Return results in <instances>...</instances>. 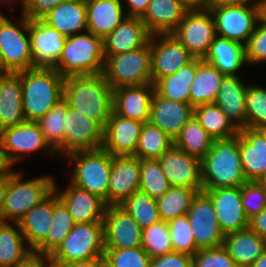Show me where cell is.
<instances>
[{"instance_id":"obj_17","label":"cell","mask_w":266,"mask_h":267,"mask_svg":"<svg viewBox=\"0 0 266 267\" xmlns=\"http://www.w3.org/2000/svg\"><path fill=\"white\" fill-rule=\"evenodd\" d=\"M143 124L122 117L112 110L103 129L102 148L112 157L134 156Z\"/></svg>"},{"instance_id":"obj_23","label":"cell","mask_w":266,"mask_h":267,"mask_svg":"<svg viewBox=\"0 0 266 267\" xmlns=\"http://www.w3.org/2000/svg\"><path fill=\"white\" fill-rule=\"evenodd\" d=\"M140 185V159L136 156L112 157L108 205H120Z\"/></svg>"},{"instance_id":"obj_11","label":"cell","mask_w":266,"mask_h":267,"mask_svg":"<svg viewBox=\"0 0 266 267\" xmlns=\"http://www.w3.org/2000/svg\"><path fill=\"white\" fill-rule=\"evenodd\" d=\"M0 144L7 164L13 168L30 154L43 150L50 156L58 154L49 146L37 122L25 121L0 131ZM20 160V161H19Z\"/></svg>"},{"instance_id":"obj_16","label":"cell","mask_w":266,"mask_h":267,"mask_svg":"<svg viewBox=\"0 0 266 267\" xmlns=\"http://www.w3.org/2000/svg\"><path fill=\"white\" fill-rule=\"evenodd\" d=\"M33 68L55 69L66 37L42 19H29Z\"/></svg>"},{"instance_id":"obj_9","label":"cell","mask_w":266,"mask_h":267,"mask_svg":"<svg viewBox=\"0 0 266 267\" xmlns=\"http://www.w3.org/2000/svg\"><path fill=\"white\" fill-rule=\"evenodd\" d=\"M103 222L75 224L58 248L50 255L56 266L74 261L103 259Z\"/></svg>"},{"instance_id":"obj_52","label":"cell","mask_w":266,"mask_h":267,"mask_svg":"<svg viewBox=\"0 0 266 267\" xmlns=\"http://www.w3.org/2000/svg\"><path fill=\"white\" fill-rule=\"evenodd\" d=\"M192 267H238L223 247L202 248L192 256Z\"/></svg>"},{"instance_id":"obj_58","label":"cell","mask_w":266,"mask_h":267,"mask_svg":"<svg viewBox=\"0 0 266 267\" xmlns=\"http://www.w3.org/2000/svg\"><path fill=\"white\" fill-rule=\"evenodd\" d=\"M188 11H205L209 10L213 0H180Z\"/></svg>"},{"instance_id":"obj_35","label":"cell","mask_w":266,"mask_h":267,"mask_svg":"<svg viewBox=\"0 0 266 267\" xmlns=\"http://www.w3.org/2000/svg\"><path fill=\"white\" fill-rule=\"evenodd\" d=\"M225 76L212 64L196 58V75L189 92L190 104L196 107L214 103Z\"/></svg>"},{"instance_id":"obj_48","label":"cell","mask_w":266,"mask_h":267,"mask_svg":"<svg viewBox=\"0 0 266 267\" xmlns=\"http://www.w3.org/2000/svg\"><path fill=\"white\" fill-rule=\"evenodd\" d=\"M245 100L247 128L258 129L266 125V88L248 84Z\"/></svg>"},{"instance_id":"obj_5","label":"cell","mask_w":266,"mask_h":267,"mask_svg":"<svg viewBox=\"0 0 266 267\" xmlns=\"http://www.w3.org/2000/svg\"><path fill=\"white\" fill-rule=\"evenodd\" d=\"M21 171L7 173V191L3 206L4 222H18L27 212L45 200L55 187V178L41 175L22 179Z\"/></svg>"},{"instance_id":"obj_37","label":"cell","mask_w":266,"mask_h":267,"mask_svg":"<svg viewBox=\"0 0 266 267\" xmlns=\"http://www.w3.org/2000/svg\"><path fill=\"white\" fill-rule=\"evenodd\" d=\"M31 252L18 222L0 223V267H14Z\"/></svg>"},{"instance_id":"obj_29","label":"cell","mask_w":266,"mask_h":267,"mask_svg":"<svg viewBox=\"0 0 266 267\" xmlns=\"http://www.w3.org/2000/svg\"><path fill=\"white\" fill-rule=\"evenodd\" d=\"M187 12L180 0H150L141 20L151 35L170 34Z\"/></svg>"},{"instance_id":"obj_18","label":"cell","mask_w":266,"mask_h":267,"mask_svg":"<svg viewBox=\"0 0 266 267\" xmlns=\"http://www.w3.org/2000/svg\"><path fill=\"white\" fill-rule=\"evenodd\" d=\"M158 160L170 186L202 191L200 159L187 154L173 144Z\"/></svg>"},{"instance_id":"obj_12","label":"cell","mask_w":266,"mask_h":267,"mask_svg":"<svg viewBox=\"0 0 266 267\" xmlns=\"http://www.w3.org/2000/svg\"><path fill=\"white\" fill-rule=\"evenodd\" d=\"M194 58L204 59L215 39L216 29L210 10L188 11L171 33Z\"/></svg>"},{"instance_id":"obj_26","label":"cell","mask_w":266,"mask_h":267,"mask_svg":"<svg viewBox=\"0 0 266 267\" xmlns=\"http://www.w3.org/2000/svg\"><path fill=\"white\" fill-rule=\"evenodd\" d=\"M242 81L239 75L225 76L214 102L238 130L247 128L245 99L248 84Z\"/></svg>"},{"instance_id":"obj_51","label":"cell","mask_w":266,"mask_h":267,"mask_svg":"<svg viewBox=\"0 0 266 267\" xmlns=\"http://www.w3.org/2000/svg\"><path fill=\"white\" fill-rule=\"evenodd\" d=\"M241 198L248 219L258 215L266 207V189L257 181H247L241 186Z\"/></svg>"},{"instance_id":"obj_66","label":"cell","mask_w":266,"mask_h":267,"mask_svg":"<svg viewBox=\"0 0 266 267\" xmlns=\"http://www.w3.org/2000/svg\"><path fill=\"white\" fill-rule=\"evenodd\" d=\"M263 188L266 189V171L263 176L257 181Z\"/></svg>"},{"instance_id":"obj_8","label":"cell","mask_w":266,"mask_h":267,"mask_svg":"<svg viewBox=\"0 0 266 267\" xmlns=\"http://www.w3.org/2000/svg\"><path fill=\"white\" fill-rule=\"evenodd\" d=\"M17 22L0 14V61L5 72L17 73L33 68L29 19L22 13Z\"/></svg>"},{"instance_id":"obj_41","label":"cell","mask_w":266,"mask_h":267,"mask_svg":"<svg viewBox=\"0 0 266 267\" xmlns=\"http://www.w3.org/2000/svg\"><path fill=\"white\" fill-rule=\"evenodd\" d=\"M213 139L193 115L174 140V145L187 154L202 160L211 149Z\"/></svg>"},{"instance_id":"obj_21","label":"cell","mask_w":266,"mask_h":267,"mask_svg":"<svg viewBox=\"0 0 266 267\" xmlns=\"http://www.w3.org/2000/svg\"><path fill=\"white\" fill-rule=\"evenodd\" d=\"M211 199L222 232L244 230L249 226L241 198V187L218 188L204 191Z\"/></svg>"},{"instance_id":"obj_60","label":"cell","mask_w":266,"mask_h":267,"mask_svg":"<svg viewBox=\"0 0 266 267\" xmlns=\"http://www.w3.org/2000/svg\"><path fill=\"white\" fill-rule=\"evenodd\" d=\"M7 191V173L0 176V223L4 222L3 218V206Z\"/></svg>"},{"instance_id":"obj_50","label":"cell","mask_w":266,"mask_h":267,"mask_svg":"<svg viewBox=\"0 0 266 267\" xmlns=\"http://www.w3.org/2000/svg\"><path fill=\"white\" fill-rule=\"evenodd\" d=\"M247 65L266 63V20H258L254 32L245 45Z\"/></svg>"},{"instance_id":"obj_39","label":"cell","mask_w":266,"mask_h":267,"mask_svg":"<svg viewBox=\"0 0 266 267\" xmlns=\"http://www.w3.org/2000/svg\"><path fill=\"white\" fill-rule=\"evenodd\" d=\"M194 115L204 130L215 140L230 139L239 134V130L216 103L194 107Z\"/></svg>"},{"instance_id":"obj_25","label":"cell","mask_w":266,"mask_h":267,"mask_svg":"<svg viewBox=\"0 0 266 267\" xmlns=\"http://www.w3.org/2000/svg\"><path fill=\"white\" fill-rule=\"evenodd\" d=\"M144 22L139 17H125L104 39V56H113L144 47L150 39Z\"/></svg>"},{"instance_id":"obj_62","label":"cell","mask_w":266,"mask_h":267,"mask_svg":"<svg viewBox=\"0 0 266 267\" xmlns=\"http://www.w3.org/2000/svg\"><path fill=\"white\" fill-rule=\"evenodd\" d=\"M250 267H266V249L263 253L252 263Z\"/></svg>"},{"instance_id":"obj_20","label":"cell","mask_w":266,"mask_h":267,"mask_svg":"<svg viewBox=\"0 0 266 267\" xmlns=\"http://www.w3.org/2000/svg\"><path fill=\"white\" fill-rule=\"evenodd\" d=\"M55 192L67 207L75 224L103 222L107 204L100 197L68 182L60 189L55 181Z\"/></svg>"},{"instance_id":"obj_53","label":"cell","mask_w":266,"mask_h":267,"mask_svg":"<svg viewBox=\"0 0 266 267\" xmlns=\"http://www.w3.org/2000/svg\"><path fill=\"white\" fill-rule=\"evenodd\" d=\"M68 0H26L23 15L31 20L42 19L57 5Z\"/></svg>"},{"instance_id":"obj_59","label":"cell","mask_w":266,"mask_h":267,"mask_svg":"<svg viewBox=\"0 0 266 267\" xmlns=\"http://www.w3.org/2000/svg\"><path fill=\"white\" fill-rule=\"evenodd\" d=\"M103 264H104V259H90L83 261H74L56 267H102Z\"/></svg>"},{"instance_id":"obj_61","label":"cell","mask_w":266,"mask_h":267,"mask_svg":"<svg viewBox=\"0 0 266 267\" xmlns=\"http://www.w3.org/2000/svg\"><path fill=\"white\" fill-rule=\"evenodd\" d=\"M12 168L7 164L0 144V176L8 173Z\"/></svg>"},{"instance_id":"obj_49","label":"cell","mask_w":266,"mask_h":267,"mask_svg":"<svg viewBox=\"0 0 266 267\" xmlns=\"http://www.w3.org/2000/svg\"><path fill=\"white\" fill-rule=\"evenodd\" d=\"M104 263L108 267H150L151 257L142 246L126 249H105Z\"/></svg>"},{"instance_id":"obj_55","label":"cell","mask_w":266,"mask_h":267,"mask_svg":"<svg viewBox=\"0 0 266 267\" xmlns=\"http://www.w3.org/2000/svg\"><path fill=\"white\" fill-rule=\"evenodd\" d=\"M14 267H56L50 255H44L32 251L20 263Z\"/></svg>"},{"instance_id":"obj_19","label":"cell","mask_w":266,"mask_h":267,"mask_svg":"<svg viewBox=\"0 0 266 267\" xmlns=\"http://www.w3.org/2000/svg\"><path fill=\"white\" fill-rule=\"evenodd\" d=\"M103 129L93 120L68 106L64 124V157L77 151L102 148Z\"/></svg>"},{"instance_id":"obj_42","label":"cell","mask_w":266,"mask_h":267,"mask_svg":"<svg viewBox=\"0 0 266 267\" xmlns=\"http://www.w3.org/2000/svg\"><path fill=\"white\" fill-rule=\"evenodd\" d=\"M199 191L187 187L171 186L157 200L160 219L164 222L185 215Z\"/></svg>"},{"instance_id":"obj_34","label":"cell","mask_w":266,"mask_h":267,"mask_svg":"<svg viewBox=\"0 0 266 267\" xmlns=\"http://www.w3.org/2000/svg\"><path fill=\"white\" fill-rule=\"evenodd\" d=\"M53 216V192L19 221L27 246L33 251L47 236Z\"/></svg>"},{"instance_id":"obj_32","label":"cell","mask_w":266,"mask_h":267,"mask_svg":"<svg viewBox=\"0 0 266 267\" xmlns=\"http://www.w3.org/2000/svg\"><path fill=\"white\" fill-rule=\"evenodd\" d=\"M203 60L226 76L238 75V71L247 64L245 46L216 36Z\"/></svg>"},{"instance_id":"obj_36","label":"cell","mask_w":266,"mask_h":267,"mask_svg":"<svg viewBox=\"0 0 266 267\" xmlns=\"http://www.w3.org/2000/svg\"><path fill=\"white\" fill-rule=\"evenodd\" d=\"M75 223L67 207L53 191V216L46 238L33 250L36 253L51 255L70 233Z\"/></svg>"},{"instance_id":"obj_15","label":"cell","mask_w":266,"mask_h":267,"mask_svg":"<svg viewBox=\"0 0 266 267\" xmlns=\"http://www.w3.org/2000/svg\"><path fill=\"white\" fill-rule=\"evenodd\" d=\"M105 249L142 246V228L120 205H108L103 218Z\"/></svg>"},{"instance_id":"obj_14","label":"cell","mask_w":266,"mask_h":267,"mask_svg":"<svg viewBox=\"0 0 266 267\" xmlns=\"http://www.w3.org/2000/svg\"><path fill=\"white\" fill-rule=\"evenodd\" d=\"M186 215L199 249L223 246L225 234L219 226L213 203L204 191L196 194Z\"/></svg>"},{"instance_id":"obj_68","label":"cell","mask_w":266,"mask_h":267,"mask_svg":"<svg viewBox=\"0 0 266 267\" xmlns=\"http://www.w3.org/2000/svg\"><path fill=\"white\" fill-rule=\"evenodd\" d=\"M3 73H6V72L2 69V64H1V61H0V74H3Z\"/></svg>"},{"instance_id":"obj_22","label":"cell","mask_w":266,"mask_h":267,"mask_svg":"<svg viewBox=\"0 0 266 267\" xmlns=\"http://www.w3.org/2000/svg\"><path fill=\"white\" fill-rule=\"evenodd\" d=\"M193 115L194 107L190 103L170 100L154 92L149 122L159 127L173 140Z\"/></svg>"},{"instance_id":"obj_46","label":"cell","mask_w":266,"mask_h":267,"mask_svg":"<svg viewBox=\"0 0 266 267\" xmlns=\"http://www.w3.org/2000/svg\"><path fill=\"white\" fill-rule=\"evenodd\" d=\"M142 247L151 257H158L173 251L168 222L160 220L142 230Z\"/></svg>"},{"instance_id":"obj_1","label":"cell","mask_w":266,"mask_h":267,"mask_svg":"<svg viewBox=\"0 0 266 267\" xmlns=\"http://www.w3.org/2000/svg\"><path fill=\"white\" fill-rule=\"evenodd\" d=\"M63 97L70 107L105 128L113 110V89L103 74L66 77Z\"/></svg>"},{"instance_id":"obj_28","label":"cell","mask_w":266,"mask_h":267,"mask_svg":"<svg viewBox=\"0 0 266 267\" xmlns=\"http://www.w3.org/2000/svg\"><path fill=\"white\" fill-rule=\"evenodd\" d=\"M25 121L21 76L11 72L0 74V131Z\"/></svg>"},{"instance_id":"obj_65","label":"cell","mask_w":266,"mask_h":267,"mask_svg":"<svg viewBox=\"0 0 266 267\" xmlns=\"http://www.w3.org/2000/svg\"><path fill=\"white\" fill-rule=\"evenodd\" d=\"M3 1L6 2V0H3ZM16 1H18V0H14V1L9 0L7 3L11 4V2H12V4H13V2L15 3ZM19 2L21 3V13H23L24 7L26 5V0H20ZM0 14H1V12H0Z\"/></svg>"},{"instance_id":"obj_24","label":"cell","mask_w":266,"mask_h":267,"mask_svg":"<svg viewBox=\"0 0 266 267\" xmlns=\"http://www.w3.org/2000/svg\"><path fill=\"white\" fill-rule=\"evenodd\" d=\"M153 84L124 86L113 90L112 109L125 118L149 122Z\"/></svg>"},{"instance_id":"obj_13","label":"cell","mask_w":266,"mask_h":267,"mask_svg":"<svg viewBox=\"0 0 266 267\" xmlns=\"http://www.w3.org/2000/svg\"><path fill=\"white\" fill-rule=\"evenodd\" d=\"M151 78L154 85L161 78L176 73L194 57L173 34H155L149 39Z\"/></svg>"},{"instance_id":"obj_6","label":"cell","mask_w":266,"mask_h":267,"mask_svg":"<svg viewBox=\"0 0 266 267\" xmlns=\"http://www.w3.org/2000/svg\"><path fill=\"white\" fill-rule=\"evenodd\" d=\"M64 159L72 163L70 183L100 197L108 205L112 156L99 148L73 152Z\"/></svg>"},{"instance_id":"obj_56","label":"cell","mask_w":266,"mask_h":267,"mask_svg":"<svg viewBox=\"0 0 266 267\" xmlns=\"http://www.w3.org/2000/svg\"><path fill=\"white\" fill-rule=\"evenodd\" d=\"M126 4L124 12L126 17H139L141 18L148 8L150 0H123Z\"/></svg>"},{"instance_id":"obj_54","label":"cell","mask_w":266,"mask_h":267,"mask_svg":"<svg viewBox=\"0 0 266 267\" xmlns=\"http://www.w3.org/2000/svg\"><path fill=\"white\" fill-rule=\"evenodd\" d=\"M150 267H192V256L179 252H170L151 258Z\"/></svg>"},{"instance_id":"obj_63","label":"cell","mask_w":266,"mask_h":267,"mask_svg":"<svg viewBox=\"0 0 266 267\" xmlns=\"http://www.w3.org/2000/svg\"><path fill=\"white\" fill-rule=\"evenodd\" d=\"M261 0H213V3L219 2H260Z\"/></svg>"},{"instance_id":"obj_43","label":"cell","mask_w":266,"mask_h":267,"mask_svg":"<svg viewBox=\"0 0 266 267\" xmlns=\"http://www.w3.org/2000/svg\"><path fill=\"white\" fill-rule=\"evenodd\" d=\"M173 144L174 140L163 130L145 122L134 156L139 159H159Z\"/></svg>"},{"instance_id":"obj_33","label":"cell","mask_w":266,"mask_h":267,"mask_svg":"<svg viewBox=\"0 0 266 267\" xmlns=\"http://www.w3.org/2000/svg\"><path fill=\"white\" fill-rule=\"evenodd\" d=\"M223 247L238 267H250L266 249V239L248 227L226 234Z\"/></svg>"},{"instance_id":"obj_2","label":"cell","mask_w":266,"mask_h":267,"mask_svg":"<svg viewBox=\"0 0 266 267\" xmlns=\"http://www.w3.org/2000/svg\"><path fill=\"white\" fill-rule=\"evenodd\" d=\"M202 191L241 187L247 182L242 167L239 134L230 139L215 140L201 160Z\"/></svg>"},{"instance_id":"obj_45","label":"cell","mask_w":266,"mask_h":267,"mask_svg":"<svg viewBox=\"0 0 266 267\" xmlns=\"http://www.w3.org/2000/svg\"><path fill=\"white\" fill-rule=\"evenodd\" d=\"M170 187L158 159H140V191L158 199Z\"/></svg>"},{"instance_id":"obj_3","label":"cell","mask_w":266,"mask_h":267,"mask_svg":"<svg viewBox=\"0 0 266 267\" xmlns=\"http://www.w3.org/2000/svg\"><path fill=\"white\" fill-rule=\"evenodd\" d=\"M22 81L26 121H38L63 98L64 77L55 69L32 68L17 72Z\"/></svg>"},{"instance_id":"obj_44","label":"cell","mask_w":266,"mask_h":267,"mask_svg":"<svg viewBox=\"0 0 266 267\" xmlns=\"http://www.w3.org/2000/svg\"><path fill=\"white\" fill-rule=\"evenodd\" d=\"M120 206L133 217L142 229L161 220L157 200L140 190L135 191Z\"/></svg>"},{"instance_id":"obj_64","label":"cell","mask_w":266,"mask_h":267,"mask_svg":"<svg viewBox=\"0 0 266 267\" xmlns=\"http://www.w3.org/2000/svg\"><path fill=\"white\" fill-rule=\"evenodd\" d=\"M261 17L266 20V0H261Z\"/></svg>"},{"instance_id":"obj_4","label":"cell","mask_w":266,"mask_h":267,"mask_svg":"<svg viewBox=\"0 0 266 267\" xmlns=\"http://www.w3.org/2000/svg\"><path fill=\"white\" fill-rule=\"evenodd\" d=\"M104 65L103 38L86 31L66 37L55 70L64 78L91 76L102 74Z\"/></svg>"},{"instance_id":"obj_47","label":"cell","mask_w":266,"mask_h":267,"mask_svg":"<svg viewBox=\"0 0 266 267\" xmlns=\"http://www.w3.org/2000/svg\"><path fill=\"white\" fill-rule=\"evenodd\" d=\"M168 225L173 252L193 256L199 248L196 246L187 215L185 214L171 220L168 222Z\"/></svg>"},{"instance_id":"obj_10","label":"cell","mask_w":266,"mask_h":267,"mask_svg":"<svg viewBox=\"0 0 266 267\" xmlns=\"http://www.w3.org/2000/svg\"><path fill=\"white\" fill-rule=\"evenodd\" d=\"M114 90L124 86L152 84L149 42L138 49L105 56L102 73Z\"/></svg>"},{"instance_id":"obj_40","label":"cell","mask_w":266,"mask_h":267,"mask_svg":"<svg viewBox=\"0 0 266 267\" xmlns=\"http://www.w3.org/2000/svg\"><path fill=\"white\" fill-rule=\"evenodd\" d=\"M68 106V102L63 97L43 117L36 121L49 146L62 159L64 157V124Z\"/></svg>"},{"instance_id":"obj_7","label":"cell","mask_w":266,"mask_h":267,"mask_svg":"<svg viewBox=\"0 0 266 267\" xmlns=\"http://www.w3.org/2000/svg\"><path fill=\"white\" fill-rule=\"evenodd\" d=\"M215 22L216 35L244 46L261 18L260 2H219L209 8Z\"/></svg>"},{"instance_id":"obj_31","label":"cell","mask_w":266,"mask_h":267,"mask_svg":"<svg viewBox=\"0 0 266 267\" xmlns=\"http://www.w3.org/2000/svg\"><path fill=\"white\" fill-rule=\"evenodd\" d=\"M42 20L65 37L87 31L86 0L63 1Z\"/></svg>"},{"instance_id":"obj_30","label":"cell","mask_w":266,"mask_h":267,"mask_svg":"<svg viewBox=\"0 0 266 267\" xmlns=\"http://www.w3.org/2000/svg\"><path fill=\"white\" fill-rule=\"evenodd\" d=\"M87 31L105 38L126 17L123 0H86Z\"/></svg>"},{"instance_id":"obj_38","label":"cell","mask_w":266,"mask_h":267,"mask_svg":"<svg viewBox=\"0 0 266 267\" xmlns=\"http://www.w3.org/2000/svg\"><path fill=\"white\" fill-rule=\"evenodd\" d=\"M196 75V58L176 73L165 76L154 84L155 91L170 100L190 103V88Z\"/></svg>"},{"instance_id":"obj_57","label":"cell","mask_w":266,"mask_h":267,"mask_svg":"<svg viewBox=\"0 0 266 267\" xmlns=\"http://www.w3.org/2000/svg\"><path fill=\"white\" fill-rule=\"evenodd\" d=\"M253 232L266 239V207L258 214L249 219V226Z\"/></svg>"},{"instance_id":"obj_67","label":"cell","mask_w":266,"mask_h":267,"mask_svg":"<svg viewBox=\"0 0 266 267\" xmlns=\"http://www.w3.org/2000/svg\"><path fill=\"white\" fill-rule=\"evenodd\" d=\"M258 130L263 134L266 139V125L259 127Z\"/></svg>"},{"instance_id":"obj_27","label":"cell","mask_w":266,"mask_h":267,"mask_svg":"<svg viewBox=\"0 0 266 267\" xmlns=\"http://www.w3.org/2000/svg\"><path fill=\"white\" fill-rule=\"evenodd\" d=\"M239 148L247 181H258L266 171V139L258 129L239 130Z\"/></svg>"}]
</instances>
